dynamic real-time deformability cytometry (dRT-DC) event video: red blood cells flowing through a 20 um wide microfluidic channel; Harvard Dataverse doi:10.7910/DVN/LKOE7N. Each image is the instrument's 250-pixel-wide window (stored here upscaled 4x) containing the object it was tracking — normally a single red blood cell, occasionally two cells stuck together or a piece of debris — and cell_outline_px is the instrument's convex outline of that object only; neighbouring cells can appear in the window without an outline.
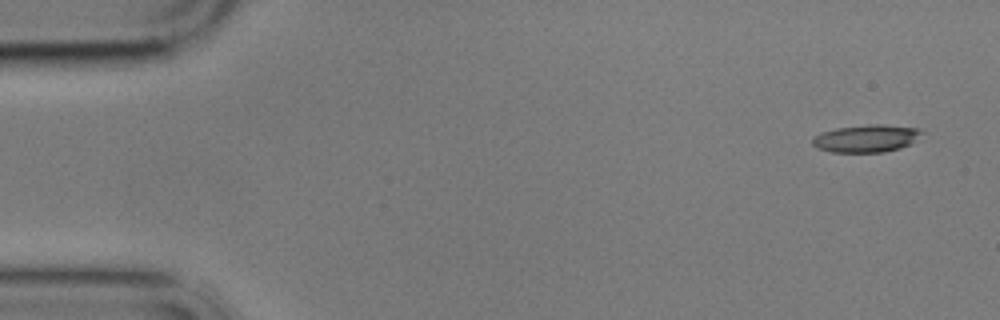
{"species": "common noctule bat (a hibernating species)", "species_latin": "Nyctalus noctula", "temperature_condition": "cold", "stored_images_in_passage": 7, "camera_frame_rate_fps": 3000, "um_per_image_px": 0.085, "animal": {"sex": "male", "body_mass_g": 17.9}, "frame": {"image": 1, "passage_image": 1, "time_ms": 0.0, "image_size_px": [1000, 320], "cell_outline_px": [[924, 132], [912, 144], [900, 148], [884, 152], [832, 152], [816, 148], [812, 144], [812, 136], [820, 132], [836, 128], [872, 124], [884, 124], [920, 128]], "centroid_in_image_um": [73.64, 11.76], "position_along_channel_um": 11.4, "area_um2": 17.8}}
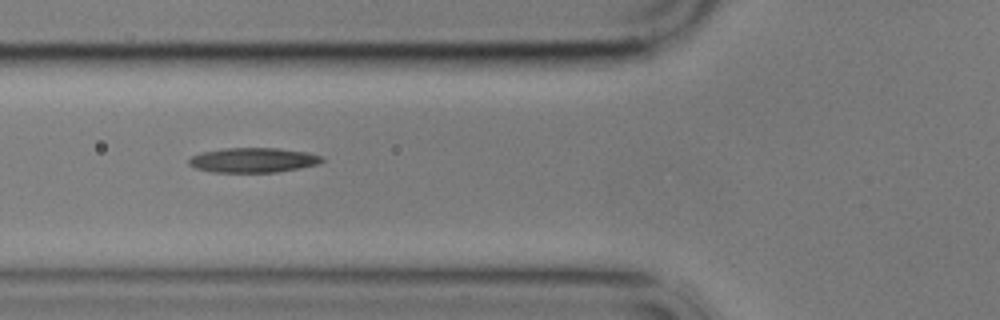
{"frame": {"image": 2, "passage_image": 6, "time_ms": 6.0, "image_size_px": [1000, 320], "cell_outline_px": [[324, 160], [316, 164], [300, 168], [276, 172], [212, 172], [196, 168], [188, 164], [188, 160], [192, 156], [200, 152], [224, 148], [276, 148], [308, 152], [320, 156]], "centroid_in_image_um": [21.48, 13.6], "position_along_channel_um": 104.3, "area_um2": 19.13}}
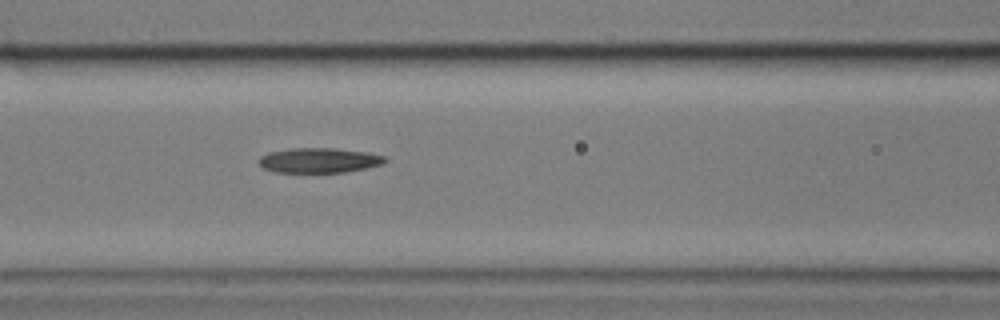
{"frame": {"image": 3, "passage_image": 7, "time_ms": 7.0, "image_size_px": [1000, 320], "cell_outline_px": [[388, 160], [384, 164], [368, 168], [344, 172], [272, 172], [264, 168], [256, 160], [260, 156], [268, 152], [292, 148], [332, 148], [368, 152], [384, 156]], "centroid_in_image_um": [27.12, 13.63], "position_along_channel_um": 139.5, "area_um2": 18.5}}